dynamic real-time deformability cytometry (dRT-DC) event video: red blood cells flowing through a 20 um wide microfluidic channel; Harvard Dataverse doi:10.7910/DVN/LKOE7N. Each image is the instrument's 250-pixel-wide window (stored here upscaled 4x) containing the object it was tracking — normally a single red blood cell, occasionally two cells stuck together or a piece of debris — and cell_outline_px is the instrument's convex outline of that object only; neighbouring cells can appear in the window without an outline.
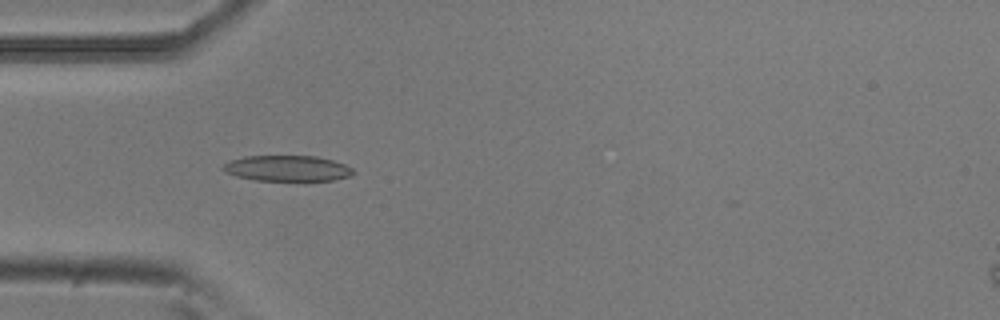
{"species": "common noctule bat (a hibernating species)", "species_latin": "Nyctalus noctula", "temperature_condition": "room temperature", "stored_images_in_passage": 17, "camera_frame_rate_fps": 3000, "um_per_image_px": 0.085, "animal": {"sex": "male", "body_mass_g": 20.5, "forearm_length_mm": 52.5}, "frame": {"image": 1, "passage_image": 16, "time_ms": 5.0, "image_size_px": [1000, 320], "cell_outline_px": [[356, 172], [352, 176], [332, 180], [256, 180], [236, 176], [220, 168], [228, 160], [244, 156], [316, 156], [332, 160], [344, 164], [352, 168]], "centroid_in_image_um": [24.43, 14.3], "position_along_channel_um": 60.6, "area_um2": 19.48}}